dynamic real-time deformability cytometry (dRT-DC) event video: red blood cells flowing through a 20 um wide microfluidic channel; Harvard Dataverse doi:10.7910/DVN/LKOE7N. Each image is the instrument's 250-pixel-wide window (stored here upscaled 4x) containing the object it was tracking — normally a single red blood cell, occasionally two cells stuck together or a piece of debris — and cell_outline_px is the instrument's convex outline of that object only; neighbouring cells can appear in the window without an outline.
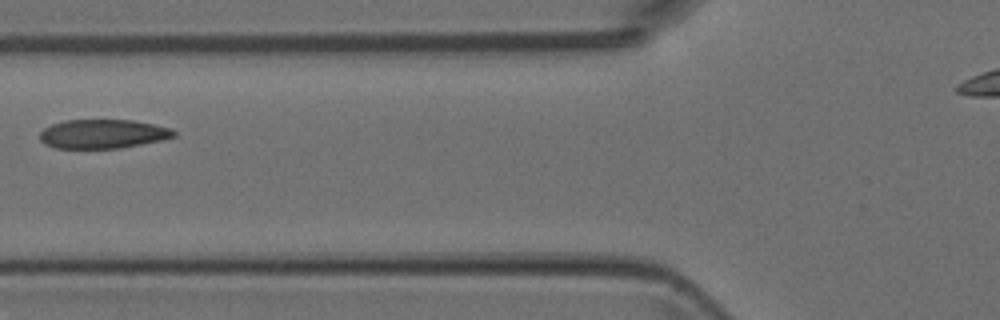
{"species": "Egyptian fruit bat (a non-hibernating species)", "species_latin": "Rousettus aegyptiacus", "temperature_condition": "room temperature", "stored_images_in_passage": 4, "camera_frame_rate_fps": 3000, "um_per_image_px": 0.085, "animal": {"sex": "female"}, "frame": {"image": 1, "passage_image": 4, "time_ms": 1.0, "image_size_px": [1000, 320], "cell_outline_px": [[176, 136], [160, 140], [120, 148], [56, 148], [44, 144], [40, 140], [40, 132], [44, 128], [52, 124], [64, 120], [132, 120], [172, 128], [176, 132]], "centroid_in_image_um": [8.72, 11.38], "position_along_channel_um": 117.1, "area_um2": 22.6}}